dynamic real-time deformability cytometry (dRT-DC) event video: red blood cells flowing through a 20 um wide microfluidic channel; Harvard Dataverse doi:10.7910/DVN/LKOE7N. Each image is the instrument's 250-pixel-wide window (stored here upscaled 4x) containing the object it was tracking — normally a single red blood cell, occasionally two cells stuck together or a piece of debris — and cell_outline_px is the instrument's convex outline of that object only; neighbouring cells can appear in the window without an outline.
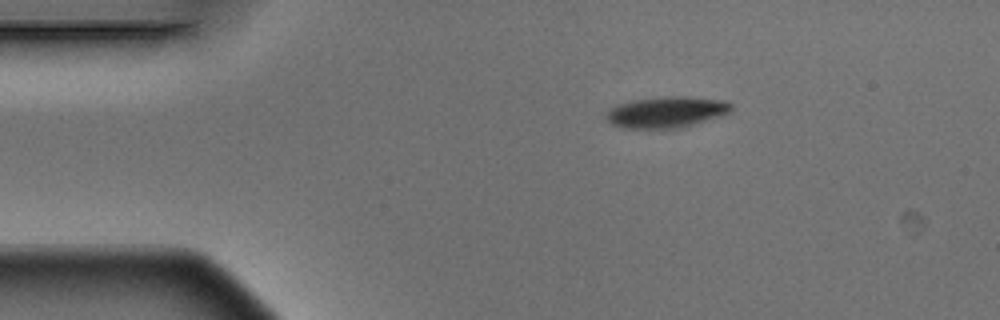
{"species": "Egyptian fruit bat (a non-hibernating species)", "species_latin": "Rousettus aegyptiacus", "temperature_condition": "warm", "stored_images_in_passage": 2, "camera_frame_rate_fps": 3000, "um_per_image_px": 0.085, "animal": {"sex": "male"}, "frame": {"image": 1, "passage_image": 1, "time_ms": 0.0, "image_size_px": [1000, 320], "cell_outline_px": [[732, 108], [728, 112], [720, 116], [680, 128], [624, 128], [612, 124], [604, 116], [616, 104], [628, 100], [668, 96], [688, 96], [724, 100], [732, 104]], "centroid_in_image_um": [56.63, 9.51], "position_along_channel_um": 28.4, "area_um2": 22.72}}